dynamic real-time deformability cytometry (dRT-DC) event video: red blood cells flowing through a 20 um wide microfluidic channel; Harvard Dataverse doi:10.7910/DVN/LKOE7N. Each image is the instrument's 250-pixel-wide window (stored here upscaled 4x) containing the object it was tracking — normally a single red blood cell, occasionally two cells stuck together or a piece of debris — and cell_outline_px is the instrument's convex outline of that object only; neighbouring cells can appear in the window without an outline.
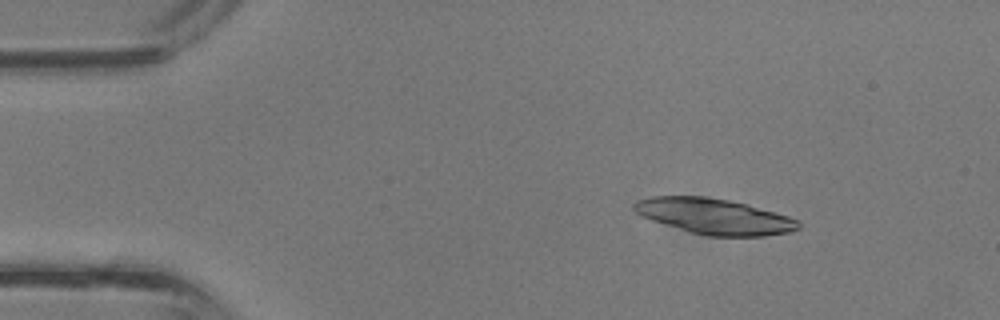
{"species": "common noctule bat (a hibernating species)", "species_latin": "Nyctalus noctula", "temperature_condition": "room temperature", "stored_images_in_passage": 13, "camera_frame_rate_fps": 3000, "um_per_image_px": 0.085, "animal": {"sex": "male", "body_mass_g": 13.3}, "frame": {"image": 1, "passage_image": 5, "time_ms": 1.333, "image_size_px": [1000, 320], "cell_outline_px": [[800, 228], [792, 232], [764, 236], [708, 236], [692, 232], [652, 220], [640, 216], [632, 208], [632, 204], [636, 200], [652, 196], [704, 196], [728, 200], [748, 204], [788, 216], [800, 220]], "centroid_in_image_um": [60.73, 18.38], "position_along_channel_um": 24.3, "area_um2": 34.16}}